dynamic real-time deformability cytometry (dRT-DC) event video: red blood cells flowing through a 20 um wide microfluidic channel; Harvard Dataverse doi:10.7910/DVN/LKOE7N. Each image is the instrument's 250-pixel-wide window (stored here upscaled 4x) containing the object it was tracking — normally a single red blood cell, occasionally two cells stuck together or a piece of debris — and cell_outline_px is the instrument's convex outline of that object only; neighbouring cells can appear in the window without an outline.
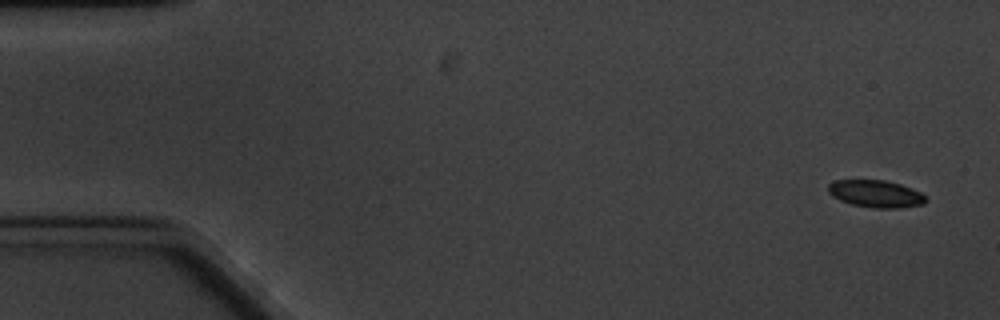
{"species": "common noctule bat (a hibernating species)", "species_latin": "Nyctalus noctula", "temperature_condition": "cold", "stored_images_in_passage": 5, "camera_frame_rate_fps": 3000, "um_per_image_px": 0.085, "animal": {"sex": "male", "body_mass_g": 20.1, "forearm_length_mm": 53.5}, "frame": {"image": 1, "passage_image": 1, "time_ms": 0.0, "image_size_px": [1000, 320], "cell_outline_px": [[928, 200], [924, 204], [900, 208], [872, 208], [852, 204], [840, 200], [832, 196], [828, 192], [828, 184], [832, 180], [884, 180], [900, 184], [912, 188], [920, 192]], "centroid_in_image_um": [74.43, 16.47], "position_along_channel_um": 10.6, "area_um2": 15.61}}
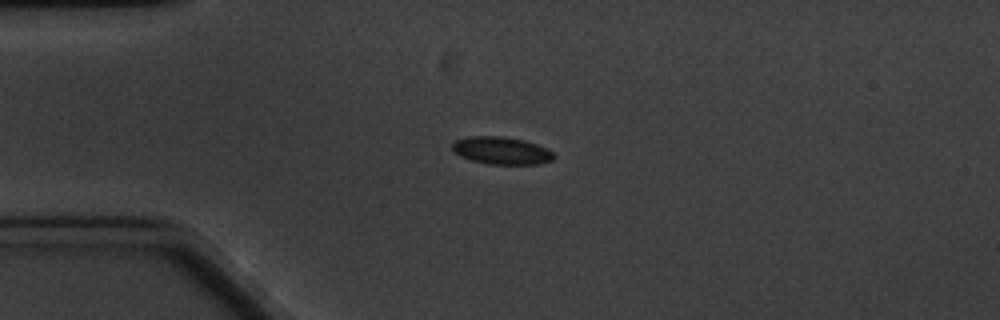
{"frame": {"image": 2, "passage_image": 4, "time_ms": 4.0, "image_size_px": [1000, 320], "cell_outline_px": [[556, 156], [552, 160], [540, 164], [488, 164], [472, 160], [460, 156], [452, 148], [452, 144], [456, 140], [468, 136], [504, 136], [524, 140], [536, 144], [552, 152]], "centroid_in_image_um": [42.63, 12.8], "position_along_channel_um": 42.4, "area_um2": 16.18}}